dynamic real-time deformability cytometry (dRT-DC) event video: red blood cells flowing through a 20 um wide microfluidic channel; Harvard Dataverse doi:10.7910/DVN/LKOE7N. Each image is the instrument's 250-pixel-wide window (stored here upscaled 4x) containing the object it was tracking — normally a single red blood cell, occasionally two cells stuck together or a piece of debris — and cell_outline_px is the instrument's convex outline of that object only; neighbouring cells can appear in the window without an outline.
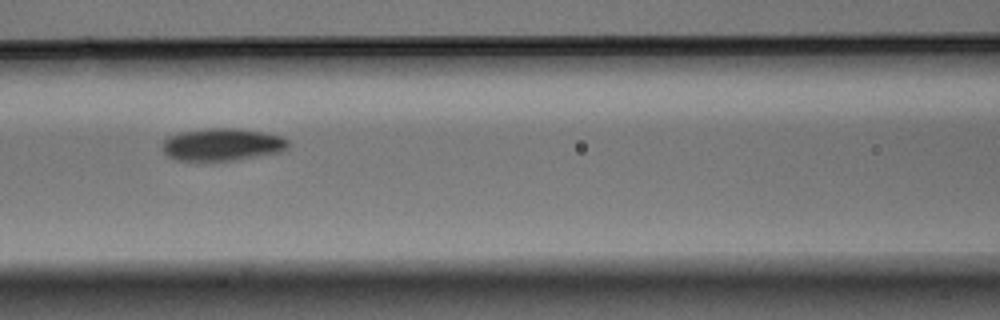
{"species": "Egyptian fruit bat (a non-hibernating species)", "species_latin": "Rousettus aegyptiacus", "temperature_condition": "warm", "stored_images_in_passage": 6, "camera_frame_rate_fps": 3000, "um_per_image_px": 0.085, "animal": {"sex": "male"}, "frame": {"image": 1, "passage_image": 6, "time_ms": 1.667, "image_size_px": [1000, 320], "cell_outline_px": [[288, 148], [284, 152], [212, 164], [196, 164], [176, 160], [168, 156], [164, 152], [164, 140], [168, 136], [176, 132], [208, 128], [236, 128], [264, 132], [280, 136], [288, 140]], "centroid_in_image_um": [18.85, 12.34], "position_along_channel_um": 147.7, "area_um2": 25.03}}